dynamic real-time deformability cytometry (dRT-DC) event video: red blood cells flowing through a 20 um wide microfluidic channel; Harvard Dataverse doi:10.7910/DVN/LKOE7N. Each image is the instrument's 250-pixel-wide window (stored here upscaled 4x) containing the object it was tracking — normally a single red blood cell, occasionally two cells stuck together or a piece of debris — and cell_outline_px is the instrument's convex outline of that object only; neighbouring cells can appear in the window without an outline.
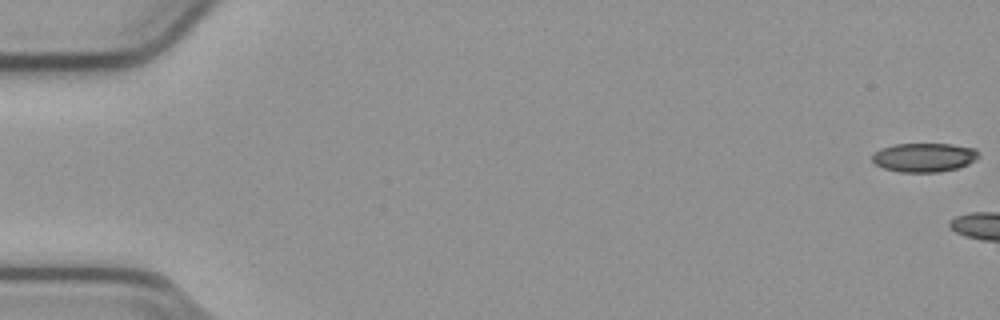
{"species": "common noctule bat (a hibernating species)", "species_latin": "Nyctalus noctula", "temperature_condition": "cold", "stored_images_in_passage": 5, "camera_frame_rate_fps": 3000, "um_per_image_px": 0.085, "animal": {"sex": "male", "body_mass_g": 23.1, "forearm_length_mm": 52.7}, "frame": {"image": 1, "passage_image": 1, "time_ms": 0.0, "image_size_px": [1000, 320], "cell_outline_px": [[976, 160], [968, 164], [956, 168], [940, 172], [900, 172], [884, 168], [876, 164], [872, 160], [872, 152], [880, 148], [896, 144], [952, 144], [976, 148]], "centroid_in_image_um": [78.51, 13.37], "position_along_channel_um": 6.5, "area_um2": 17.92}}